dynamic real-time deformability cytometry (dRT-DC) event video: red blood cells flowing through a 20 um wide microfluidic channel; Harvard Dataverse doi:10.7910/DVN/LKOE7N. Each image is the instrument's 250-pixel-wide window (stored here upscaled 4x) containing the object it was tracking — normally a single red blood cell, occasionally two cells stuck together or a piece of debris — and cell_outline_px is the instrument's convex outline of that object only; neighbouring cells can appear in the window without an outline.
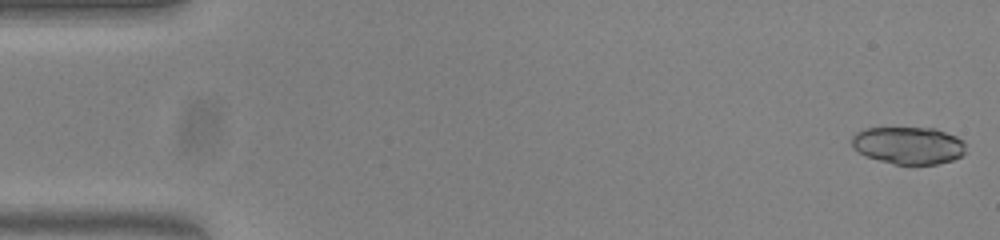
{"species": "common noctule bat (a hibernating species)", "species_latin": "Nyctalus noctula", "temperature_condition": "warm", "stored_images_in_passage": 53, "segment_of_instrument_passage": [1, 2], "camera_frame_rate_fps": 3000, "um_per_image_px": 0.085, "animal": {"sex": "female", "body_mass_g": 23.0, "forearm_length_mm": 53.4}, "frame": {"image": 1, "passage_image": 1, "time_ms": 0.0, "image_size_px": [1000, 240], "cell_outline_px": [[968, 152], [952, 160], [936, 164], [896, 164], [880, 160], [868, 156], [852, 148], [852, 136], [856, 132], [864, 128], [936, 128], [956, 136], [964, 140]], "centroid_in_image_um": [77.26, 12.34], "position_along_channel_um": 7.7, "area_um2": 24.91}}
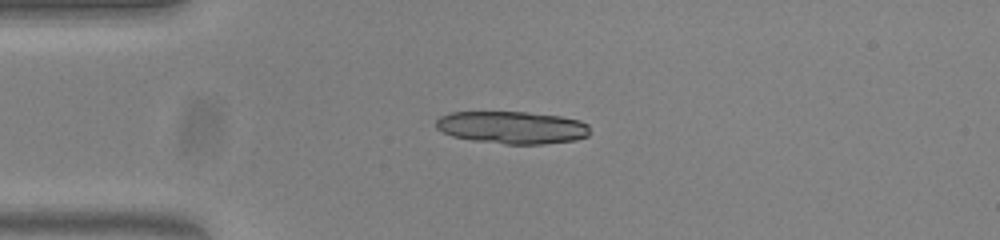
{"frame": {"image": 2, "passage_image": 13, "time_ms": 4.0, "image_size_px": [1000, 240], "cell_outline_px": [[588, 136], [576, 140], [544, 144], [504, 144], [472, 140], [452, 136], [436, 128], [436, 120], [440, 116], [448, 112], [528, 112], [560, 116], [580, 120], [588, 124]], "centroid_in_image_um": [43.53, 10.83], "position_along_channel_um": 41.5, "area_um2": 29.25}}